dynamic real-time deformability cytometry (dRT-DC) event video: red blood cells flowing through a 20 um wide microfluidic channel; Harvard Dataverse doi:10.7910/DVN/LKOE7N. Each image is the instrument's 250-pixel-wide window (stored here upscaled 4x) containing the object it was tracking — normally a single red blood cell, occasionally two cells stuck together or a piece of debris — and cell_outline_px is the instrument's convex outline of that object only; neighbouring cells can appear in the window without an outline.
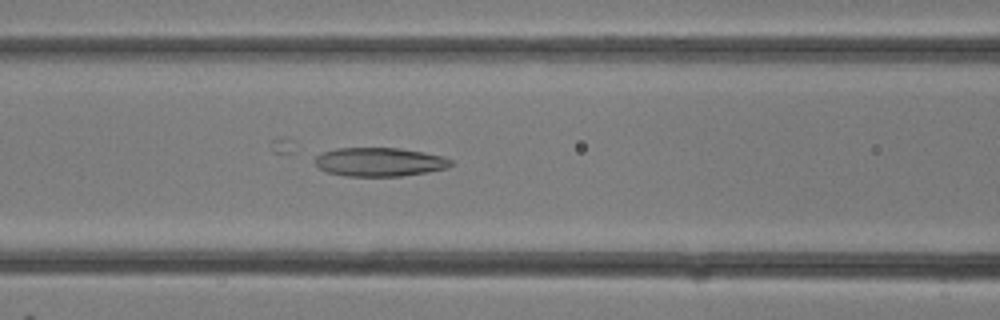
{"species": "common noctule bat (a hibernating species)", "species_latin": "Nyctalus noctula", "temperature_condition": "room temperature", "stored_images_in_passage": 17, "camera_frame_rate_fps": 3000, "um_per_image_px": 0.085, "animal": {"sex": "female"}, "frame": {"image": 1, "passage_image": 15, "time_ms": 4.667, "image_size_px": [1000, 320], "cell_outline_px": [[456, 164], [448, 168], [428, 172], [400, 176], [344, 176], [328, 172], [320, 168], [316, 164], [316, 156], [320, 152], [336, 148], [400, 148], [424, 152], [440, 156], [452, 160]], "centroid_in_image_um": [32.29, 13.76], "position_along_channel_um": 134.3, "area_um2": 22.89}}
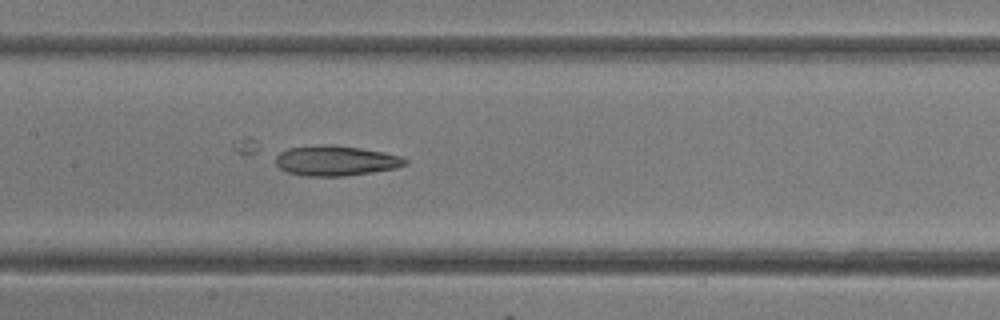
{"frame": {"image": 2, "passage_image": 17, "time_ms": 5.333, "image_size_px": [1000, 320], "cell_outline_px": [[408, 164], [396, 168], [372, 172], [344, 176], [304, 176], [288, 172], [280, 168], [276, 164], [276, 156], [280, 152], [288, 148], [320, 144], [336, 144], [360, 148], [404, 156], [408, 160]], "centroid_in_image_um": [28.56, 13.65], "position_along_channel_um": 178.8, "area_um2": 22.95}}